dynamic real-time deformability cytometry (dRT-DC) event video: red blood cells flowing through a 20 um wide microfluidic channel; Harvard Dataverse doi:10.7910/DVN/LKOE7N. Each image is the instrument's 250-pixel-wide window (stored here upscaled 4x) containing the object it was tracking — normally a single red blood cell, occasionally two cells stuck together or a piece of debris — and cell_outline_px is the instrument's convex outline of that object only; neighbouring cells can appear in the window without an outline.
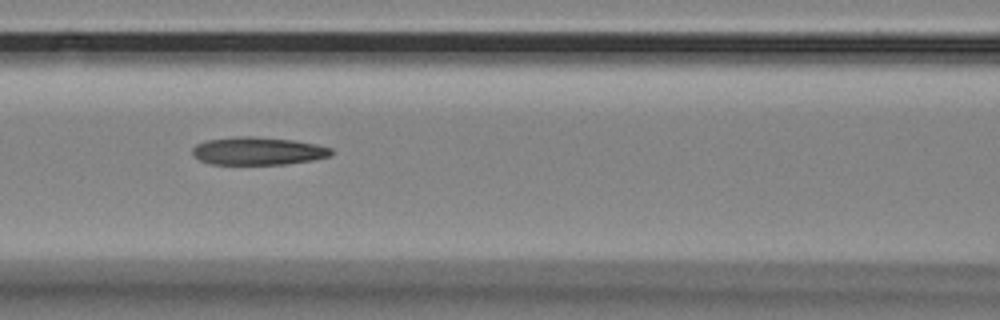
{"species": "Egyptian fruit bat (a non-hibernating species)", "species_latin": "Rousettus aegyptiacus", "temperature_condition": "room temperature", "stored_images_in_passage": 7, "camera_frame_rate_fps": 3000, "um_per_image_px": 0.085, "animal": {"sex": "female"}, "frame": {"image": 1, "passage_image": 6, "time_ms": 1.667, "image_size_px": [1000, 320], "cell_outline_px": [[332, 156], [312, 160], [284, 164], [212, 164], [200, 160], [192, 152], [192, 148], [196, 144], [208, 140], [236, 136], [256, 136], [296, 140], [316, 144], [332, 148]], "centroid_in_image_um": [21.96, 12.82], "position_along_channel_um": 144.6, "area_um2": 22.6}}
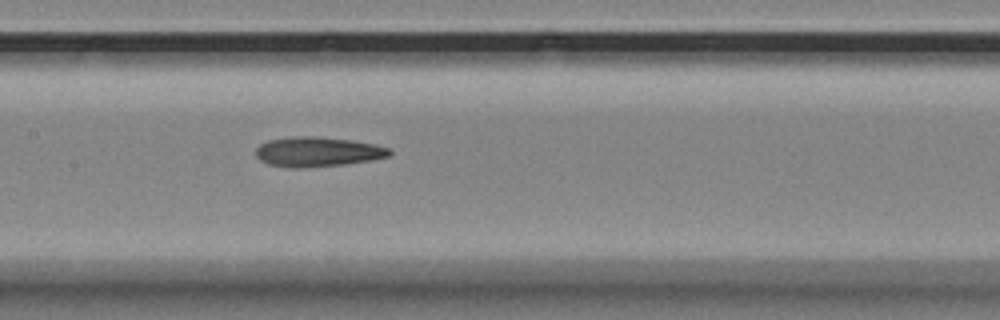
{"frame": {"image": 2, "passage_image": 7, "time_ms": 2.0, "image_size_px": [1000, 320], "cell_outline_px": [[392, 152], [388, 156], [368, 160], [344, 164], [300, 168], [288, 168], [268, 164], [260, 160], [256, 156], [256, 148], [260, 144], [268, 140], [292, 136], [316, 136], [352, 140], [376, 144], [388, 148]], "centroid_in_image_um": [26.95, 12.89], "position_along_channel_um": 180.5, "area_um2": 23.18}}